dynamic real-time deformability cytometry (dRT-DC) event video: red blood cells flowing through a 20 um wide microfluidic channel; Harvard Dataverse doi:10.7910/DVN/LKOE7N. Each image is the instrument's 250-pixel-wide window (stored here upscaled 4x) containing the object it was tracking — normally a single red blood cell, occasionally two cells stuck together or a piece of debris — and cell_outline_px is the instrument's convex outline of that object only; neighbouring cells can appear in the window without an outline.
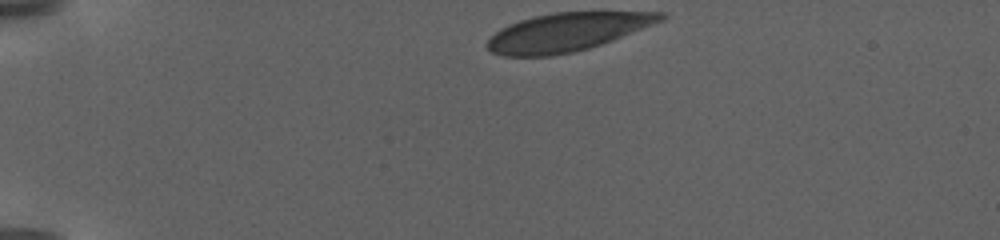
{"species": "human", "species_latin": "Homo sapiens", "temperature_condition": "warm", "stored_images_in_passage": 39, "camera_frame_rate_fps": 3000, "um_per_image_px": 0.085, "donor": {"sex": "female"}, "frame": {"image": 1, "passage_image": 1, "time_ms": 0.0, "image_size_px": [1000, 240], "cell_outline_px": [[668, 16], [664, 20], [612, 40], [588, 48], [572, 52], [548, 56], [504, 56], [492, 52], [484, 44], [500, 28], [508, 24], [532, 16], [556, 12], [664, 12]], "centroid_in_image_um": [48.18, 2.72], "position_along_channel_um": 36.8, "area_um2": 38.49}}
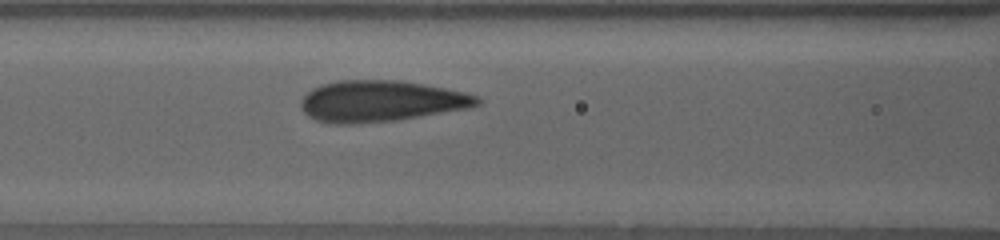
{"frame": {"image": 2, "passage_image": 16, "time_ms": 5.667, "image_size_px": [1000, 240], "cell_outline_px": [[480, 104], [468, 108], [396, 120], [352, 124], [336, 124], [316, 120], [308, 116], [304, 112], [300, 104], [300, 100], [312, 88], [320, 84], [340, 80], [400, 80], [424, 84], [464, 92], [476, 96], [480, 100]], "centroid_in_image_um": [32.33, 8.59], "position_along_channel_um": 134.3, "area_um2": 42.19}}
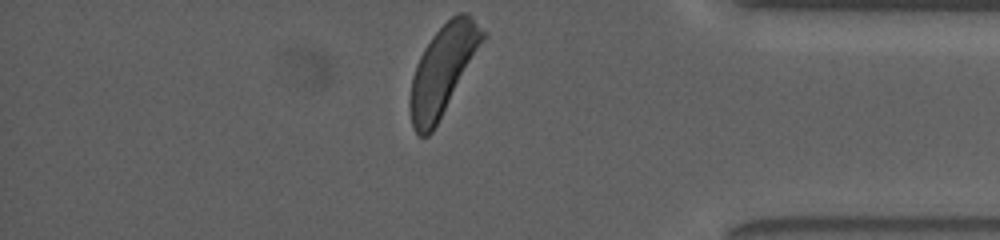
{"frame": {"image": 3, "passage_image": 39, "time_ms": 15.333, "image_size_px": [1000, 240], "cell_outline_px": [[488, 36], [432, 132], [428, 136], [420, 136], [412, 128], [408, 104], [408, 100], [412, 76], [416, 64], [424, 48], [432, 36], [456, 12], [464, 12], [472, 16], [488, 32]], "centroid_in_image_um": [37.66, 5.92], "position_along_channel_um": 397.5, "area_um2": 38.03}, "authors_computed_cell_mechanics": {"area_um2": 41.0958, "velocity_mm_per_s": 2.9257, "shape_relaxation_time_tau1_ms": 3.7817, "shape_relaxation_time_tau2_ms": null, "deformation_change_tau1": 0.1574, "deformation_change_tau2": null}}